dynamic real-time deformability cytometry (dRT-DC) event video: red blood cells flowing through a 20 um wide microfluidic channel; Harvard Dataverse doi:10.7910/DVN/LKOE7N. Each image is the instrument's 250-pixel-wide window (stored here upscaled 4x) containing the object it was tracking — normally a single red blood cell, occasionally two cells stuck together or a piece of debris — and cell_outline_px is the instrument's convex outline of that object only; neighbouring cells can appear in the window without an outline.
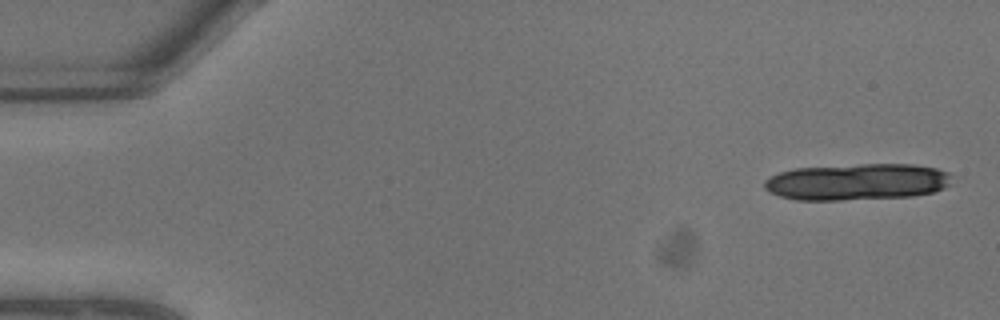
{"species": "common noctule bat (a hibernating species)", "species_latin": "Nyctalus noctula", "temperature_condition": "warm", "stored_images_in_passage": 8, "camera_frame_rate_fps": 3000, "um_per_image_px": 0.085, "animal": {"sex": "male", "body_mass_g": 13.3}, "frame": {"image": 1, "passage_image": 1, "time_ms": 0.0, "image_size_px": [1000, 320], "cell_outline_px": [[948, 184], [944, 188], [932, 192], [912, 196], [840, 200], [796, 200], [780, 196], [764, 188], [764, 180], [780, 172], [792, 168], [860, 164], [912, 164], [936, 168], [948, 172]], "centroid_in_image_um": [72.8, 15.45], "position_along_channel_um": 12.2, "area_um2": 39.77}}